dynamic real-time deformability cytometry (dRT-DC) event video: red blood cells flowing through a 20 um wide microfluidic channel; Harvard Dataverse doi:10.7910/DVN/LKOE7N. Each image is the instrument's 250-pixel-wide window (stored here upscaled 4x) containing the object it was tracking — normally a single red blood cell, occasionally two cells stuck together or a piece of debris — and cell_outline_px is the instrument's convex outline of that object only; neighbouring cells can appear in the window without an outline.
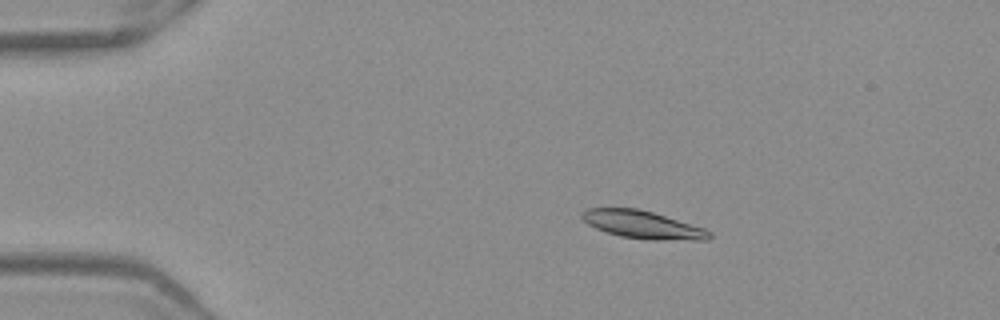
{"species": "Egyptian fruit bat (a non-hibernating species)", "species_latin": "Rousettus aegyptiacus", "temperature_condition": "warm", "stored_images_in_passage": 52, "camera_frame_rate_fps": 3000, "um_per_image_px": 0.085, "frame": {"image": 1, "passage_image": 10, "time_ms": 3.0, "image_size_px": [1000, 320], "cell_outline_px": [[712, 236], [708, 240], [648, 240], [620, 236], [596, 228], [588, 224], [580, 216], [580, 212], [588, 208], [636, 208], [652, 212], [704, 228], [712, 232]], "centroid_in_image_um": [54.63, 19.1], "position_along_channel_um": 30.4, "area_um2": 20.58}}
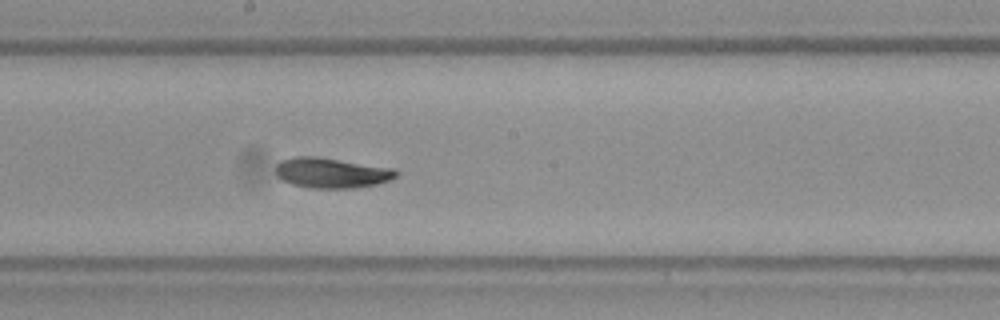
{"frame": {"image": 2, "passage_image": 29, "time_ms": 9.333, "image_size_px": [1000, 320], "cell_outline_px": [[400, 172], [396, 176], [388, 180], [376, 184], [352, 188], [312, 188], [292, 184], [280, 180], [276, 176], [276, 164], [280, 160], [296, 156], [320, 156], [396, 168]], "centroid_in_image_um": [28.17, 14.67], "position_along_channel_um": 220.0, "area_um2": 21.62}}
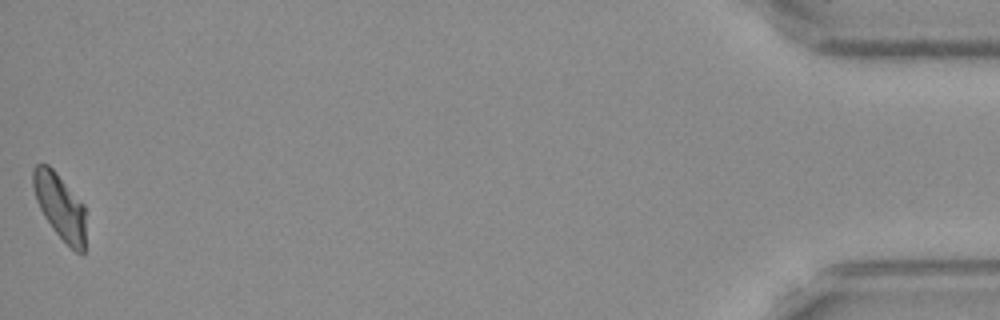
{"frame": {"image": 3, "passage_image": 52, "time_ms": 17.0, "image_size_px": [1000, 320], "cell_outline_px": [[84, 252], [76, 252], [52, 228], [44, 216], [36, 200], [32, 184], [32, 168], [36, 164], [48, 164], [56, 172], [84, 204]], "centroid_in_image_um": [5.06, 17.49], "position_along_channel_um": 430.1, "area_um2": 19.83}, "authors_computed_cell_mechanics": {"area_um2": 20.6057, "velocity_mm_per_s": 3.9523, "shape_relaxation_time_tau1_ms": 3.1442, "shape_relaxation_time_tau2_ms": 2.8429, "deformation_change_tau1": 0.1453, "deformation_change_tau2": 0.0874}}